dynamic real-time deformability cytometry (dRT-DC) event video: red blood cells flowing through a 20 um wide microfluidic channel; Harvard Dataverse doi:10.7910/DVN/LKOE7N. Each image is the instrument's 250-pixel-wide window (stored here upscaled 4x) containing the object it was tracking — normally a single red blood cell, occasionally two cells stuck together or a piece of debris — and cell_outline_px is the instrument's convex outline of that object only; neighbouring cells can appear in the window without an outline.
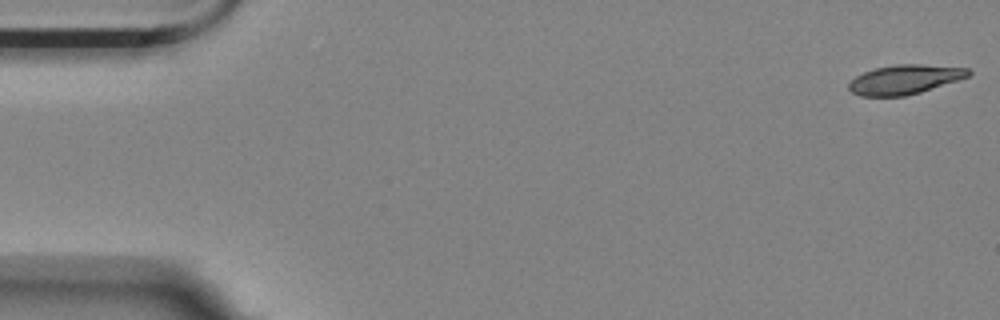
{"species": "Egyptian fruit bat (a non-hibernating species)", "species_latin": "Rousettus aegyptiacus", "temperature_condition": "room temperature", "stored_images_in_passage": 20, "camera_frame_rate_fps": 3000, "um_per_image_px": 0.085, "animal": {"sex": "female"}, "frame": {"image": 1, "passage_image": 1, "time_ms": 0.0, "image_size_px": [1000, 320], "cell_outline_px": [[972, 72], [968, 76], [920, 92], [904, 96], [860, 96], [852, 92], [848, 88], [848, 84], [856, 76], [864, 72], [876, 68], [896, 64], [920, 64], [968, 68]], "centroid_in_image_um": [76.87, 6.75], "position_along_channel_um": 8.1, "area_um2": 20.17}}
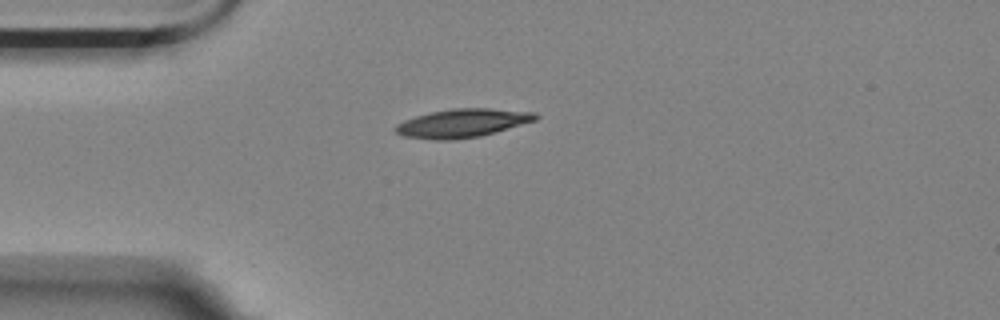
{"frame": {"image": 2, "passage_image": 14, "time_ms": 4.333, "image_size_px": [1000, 320], "cell_outline_px": [[540, 116], [536, 120], [496, 132], [480, 136], [452, 140], [436, 140], [404, 136], [396, 132], [392, 128], [396, 124], [404, 120], [416, 116], [432, 112], [452, 108], [488, 108], [536, 112]], "centroid_in_image_um": [39.31, 10.46], "position_along_channel_um": 45.7, "area_um2": 23.29}}
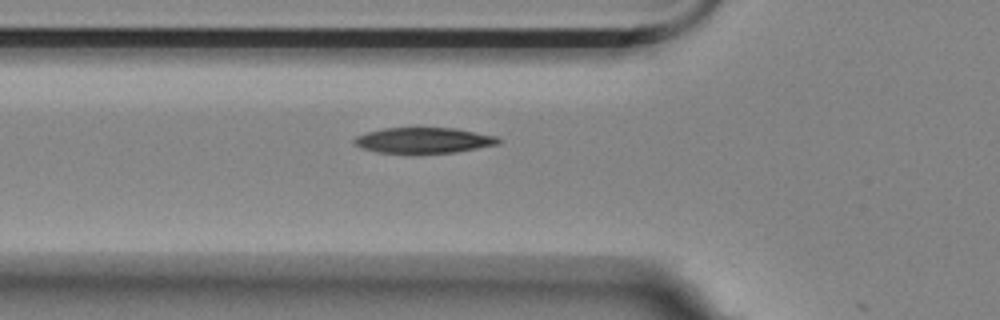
{"frame": {"image": 3, "passage_image": 19, "time_ms": 6.0, "image_size_px": [1000, 320], "cell_outline_px": [[500, 144], [456, 152], [416, 156], [376, 152], [360, 148], [352, 144], [352, 140], [356, 136], [368, 132], [384, 128], [456, 128], [496, 136], [500, 140]], "centroid_in_image_um": [35.95, 11.98], "position_along_channel_um": 89.8, "area_um2": 22.48}}